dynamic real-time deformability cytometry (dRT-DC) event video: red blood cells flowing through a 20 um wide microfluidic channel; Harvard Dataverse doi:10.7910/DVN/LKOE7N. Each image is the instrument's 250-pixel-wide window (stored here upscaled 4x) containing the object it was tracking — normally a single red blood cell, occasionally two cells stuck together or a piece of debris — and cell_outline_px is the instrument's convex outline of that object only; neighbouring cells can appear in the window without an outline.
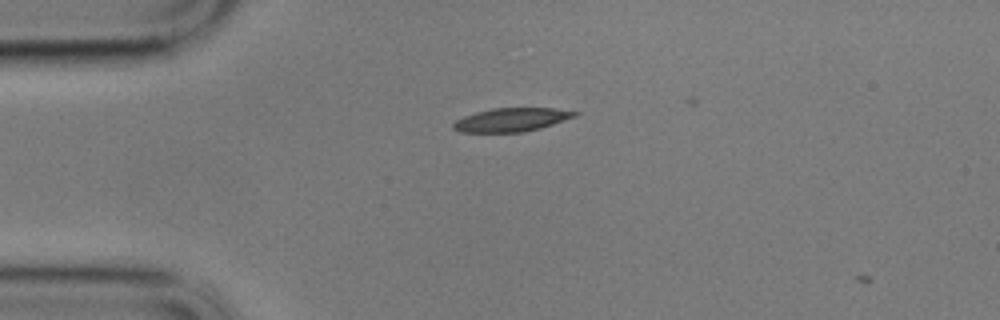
{"species": "common noctule bat (a hibernating species)", "species_latin": "Nyctalus noctula", "temperature_condition": "cold", "stored_images_in_passage": 3, "camera_frame_rate_fps": 3000, "um_per_image_px": 0.085, "animal": {"sex": "male", "body_mass_g": 17.9}, "frame": {"image": 1, "passage_image": 1, "time_ms": 0.0, "image_size_px": [1000, 320], "cell_outline_px": [[580, 112], [576, 116], [540, 128], [524, 132], [460, 132], [452, 128], [452, 124], [456, 120], [464, 116], [476, 112], [492, 108], [552, 108]], "centroid_in_image_um": [43.45, 10.18], "position_along_channel_um": 41.6, "area_um2": 16.59}}